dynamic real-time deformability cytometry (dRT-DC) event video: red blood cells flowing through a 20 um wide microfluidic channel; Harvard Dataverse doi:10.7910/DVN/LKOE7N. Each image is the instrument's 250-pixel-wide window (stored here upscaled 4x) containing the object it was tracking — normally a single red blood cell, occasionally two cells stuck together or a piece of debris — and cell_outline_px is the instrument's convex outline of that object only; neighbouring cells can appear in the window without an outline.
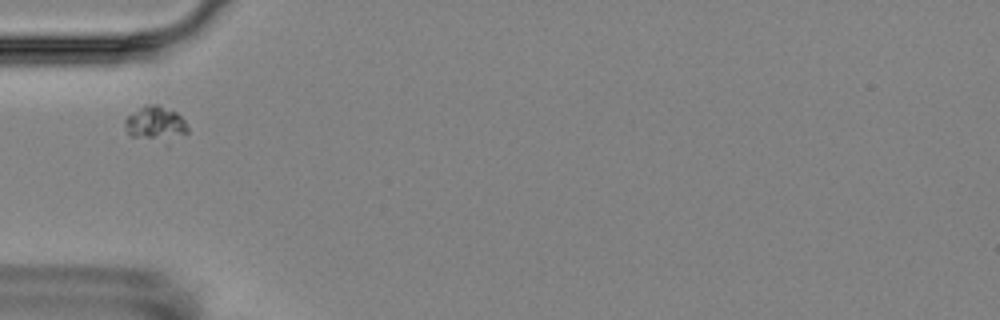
{"species": "Egyptian fruit bat (a non-hibernating species)", "species_latin": "Rousettus aegyptiacus", "temperature_condition": "room temperature", "stored_images_in_passage": 4, "camera_frame_rate_fps": 3000, "um_per_image_px": 0.085, "animal": {"sex": "female"}, "frame": {"image": 1, "passage_image": 2, "time_ms": 1.333, "image_size_px": [1000, 320], "cell_outline_px": [[188, 132], [152, 136], [132, 136], [128, 132], [124, 124], [124, 120], [128, 116], [144, 104], [160, 104], [176, 112], [184, 120], [188, 128]], "centroid_in_image_um": [13.14, 10.33], "position_along_channel_um": 71.9, "area_um2": 11.16}}
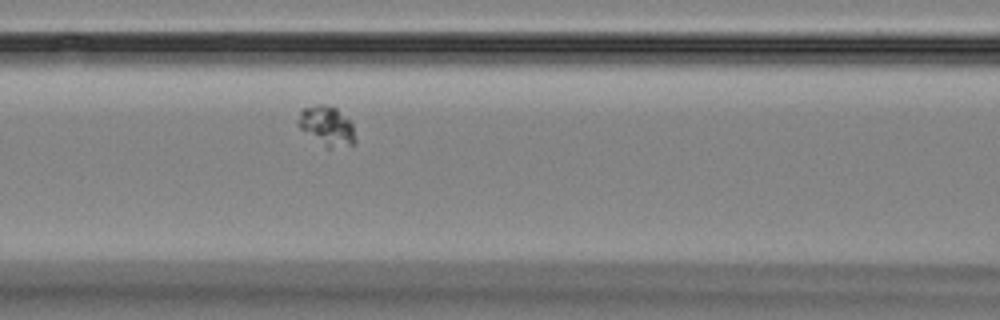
{"frame": {"image": 2, "passage_image": 4, "time_ms": 3.333, "image_size_px": [1000, 320], "cell_outline_px": [[356, 144], [332, 148], [328, 148], [300, 128], [296, 124], [296, 120], [300, 108], [316, 104], [328, 104], [336, 108], [352, 124], [356, 140]], "centroid_in_image_um": [27.75, 10.67], "position_along_channel_um": 138.9, "area_um2": 13.24}}